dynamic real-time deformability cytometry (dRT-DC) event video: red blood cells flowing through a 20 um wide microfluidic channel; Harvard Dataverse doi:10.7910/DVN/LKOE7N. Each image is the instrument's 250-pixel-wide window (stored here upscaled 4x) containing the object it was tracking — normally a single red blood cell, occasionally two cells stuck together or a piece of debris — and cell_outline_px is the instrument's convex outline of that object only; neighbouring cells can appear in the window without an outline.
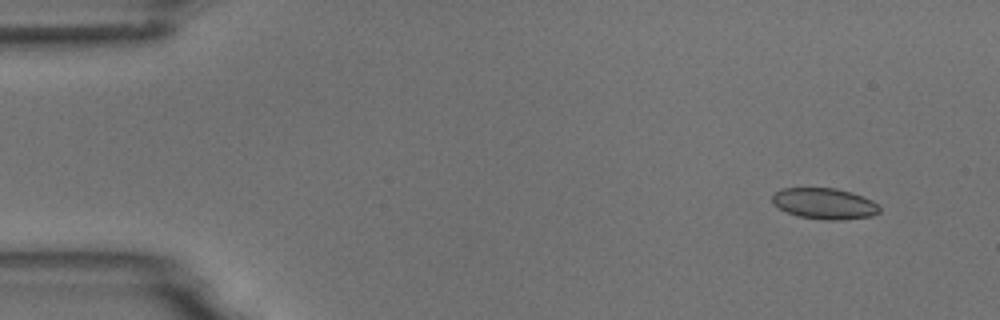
{"species": "common noctule bat (a hibernating species)", "species_latin": "Nyctalus noctula", "temperature_condition": "room temperature", "stored_images_in_passage": 7, "camera_frame_rate_fps": 3000, "um_per_image_px": 0.085, "animal": {"sex": "male", "body_mass_g": 18.8}, "frame": {"image": 1, "passage_image": 2, "time_ms": 1.333, "image_size_px": [1000, 320], "cell_outline_px": [[880, 212], [872, 216], [844, 220], [824, 220], [796, 216], [772, 204], [772, 196], [776, 192], [784, 188], [836, 188], [852, 192], [872, 200], [880, 208]], "centroid_in_image_um": [70.09, 17.31], "position_along_channel_um": 14.9, "area_um2": 19.48}}
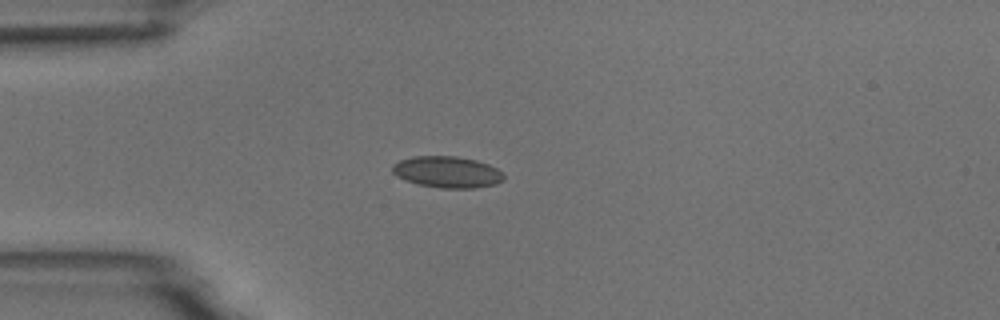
{"frame": {"image": 2, "passage_image": 5, "time_ms": 4.667, "image_size_px": [1000, 320], "cell_outline_px": [[504, 180], [496, 184], [476, 188], [440, 188], [416, 184], [404, 180], [396, 176], [392, 172], [392, 164], [400, 160], [412, 156], [456, 156], [476, 160], [488, 164], [504, 172]], "centroid_in_image_um": [38.01, 14.62], "position_along_channel_um": 47.0, "area_um2": 20.69}}